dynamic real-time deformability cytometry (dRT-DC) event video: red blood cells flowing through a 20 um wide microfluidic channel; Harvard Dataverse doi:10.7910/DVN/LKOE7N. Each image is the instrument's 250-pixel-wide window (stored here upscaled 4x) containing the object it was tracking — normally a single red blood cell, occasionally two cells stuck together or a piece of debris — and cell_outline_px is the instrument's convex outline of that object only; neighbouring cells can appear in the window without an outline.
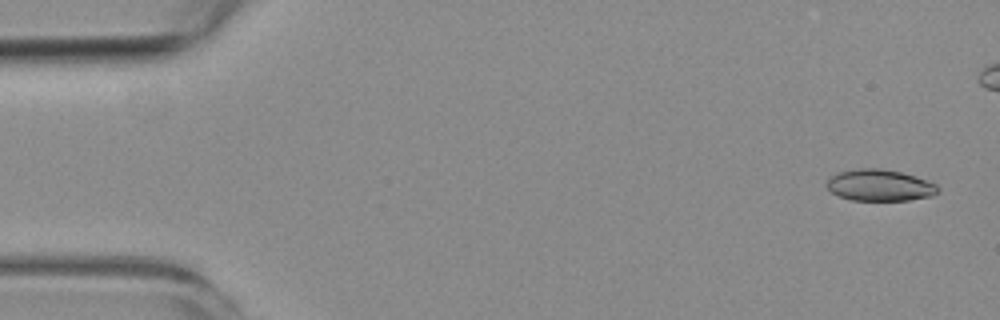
{"species": "common noctule bat (a hibernating species)", "species_latin": "Nyctalus noctula", "temperature_condition": "room temperature", "stored_images_in_passage": 6, "camera_frame_rate_fps": 3000, "um_per_image_px": 0.085, "animal": {"sex": "female", "body_mass_g": 19.3, "forearm_length_mm": 54.1}, "frame": {"image": 1, "passage_image": 1, "time_ms": 0.0, "image_size_px": [1000, 320], "cell_outline_px": [[940, 188], [932, 196], [908, 200], [852, 200], [840, 196], [832, 192], [824, 184], [836, 172], [856, 168], [880, 168], [900, 172], [928, 180], [936, 184]], "centroid_in_image_um": [74.76, 15.74], "position_along_channel_um": 10.2, "area_um2": 20.4}}